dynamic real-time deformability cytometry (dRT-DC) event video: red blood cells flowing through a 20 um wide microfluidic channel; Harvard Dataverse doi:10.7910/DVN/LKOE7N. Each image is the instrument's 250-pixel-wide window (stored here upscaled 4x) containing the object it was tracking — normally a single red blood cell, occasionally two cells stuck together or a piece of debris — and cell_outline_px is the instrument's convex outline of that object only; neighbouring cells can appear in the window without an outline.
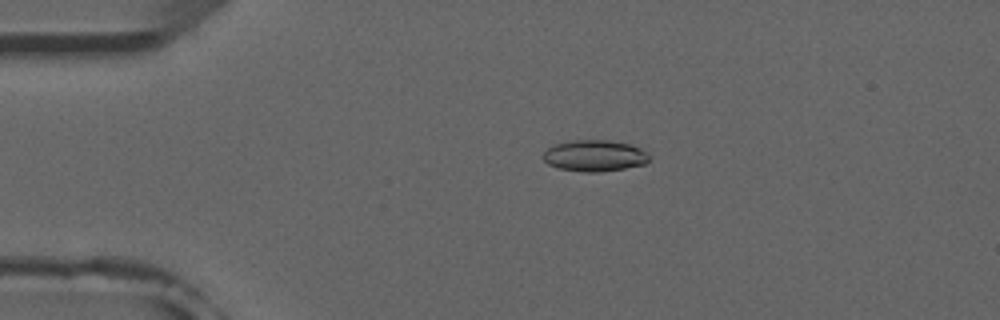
{"species": "common noctule bat (a hibernating species)", "species_latin": "Nyctalus noctula", "temperature_condition": "room temperature", "stored_images_in_passage": 52, "camera_frame_rate_fps": 3000, "um_per_image_px": 0.085, "animal": {"sex": "male", "forearm_length_mm": 52.5}, "frame": {"image": 1, "passage_image": 11, "time_ms": 3.333, "image_size_px": [1000, 320], "cell_outline_px": [[652, 156], [644, 164], [624, 168], [600, 172], [584, 172], [560, 168], [548, 164], [540, 156], [548, 148], [556, 144], [572, 140], [608, 140], [632, 144], [640, 148]], "centroid_in_image_um": [50.55, 13.23], "position_along_channel_um": 34.5, "area_um2": 19.42}}
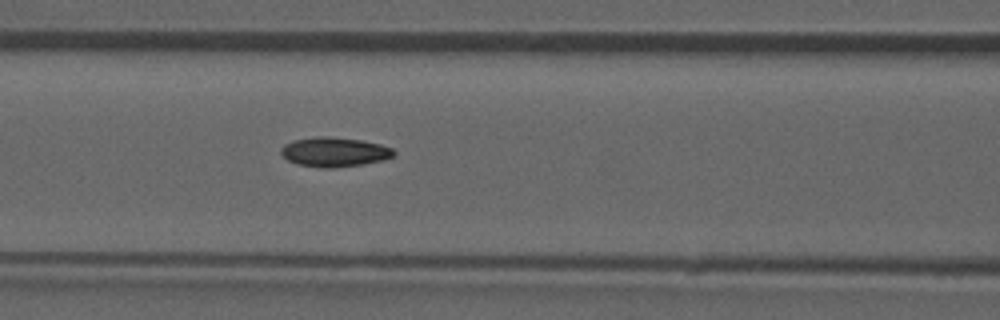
{"frame": {"image": 2, "passage_image": 22, "time_ms": 7.0, "image_size_px": [1000, 320], "cell_outline_px": [[396, 152], [392, 156], [380, 160], [364, 164], [332, 168], [320, 168], [296, 164], [288, 160], [280, 152], [280, 148], [284, 144], [292, 140], [316, 136], [332, 136], [360, 140], [380, 144], [392, 148]], "centroid_in_image_um": [28.37, 12.91], "position_along_channel_um": 138.2, "area_um2": 19.48}}
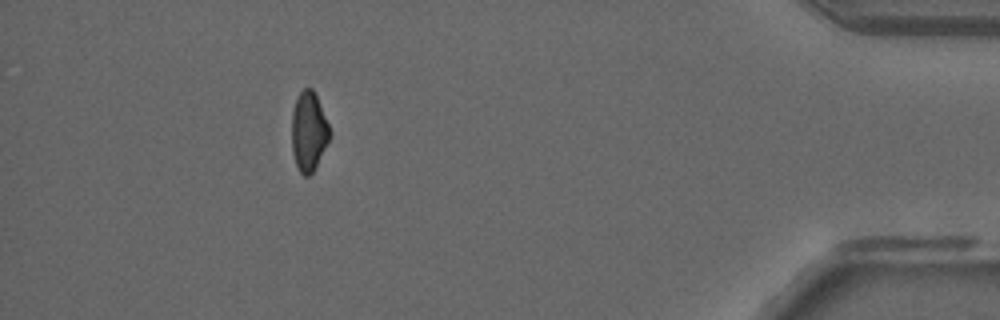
{"frame": {"image": 3, "passage_image": 47, "time_ms": 15.333, "image_size_px": [1000, 320], "cell_outline_px": [[332, 132], [312, 172], [308, 176], [304, 176], [300, 172], [296, 164], [292, 152], [292, 112], [296, 100], [300, 92], [304, 88], [312, 88], [316, 92]], "centroid_in_image_um": [26.24, 11.12], "position_along_channel_um": 409.0, "area_um2": 17.46}, "authors_computed_cell_mechanics": {"area_um2": 18.8139, "velocity_mm_per_s": 3.9341, "shape_relaxation_time_tau1_ms": 6.9724, "shape_relaxation_time_tau2_ms": 4.8648, "deformation_change_tau1": 0.1868, "deformation_change_tau2": 0.1054}}